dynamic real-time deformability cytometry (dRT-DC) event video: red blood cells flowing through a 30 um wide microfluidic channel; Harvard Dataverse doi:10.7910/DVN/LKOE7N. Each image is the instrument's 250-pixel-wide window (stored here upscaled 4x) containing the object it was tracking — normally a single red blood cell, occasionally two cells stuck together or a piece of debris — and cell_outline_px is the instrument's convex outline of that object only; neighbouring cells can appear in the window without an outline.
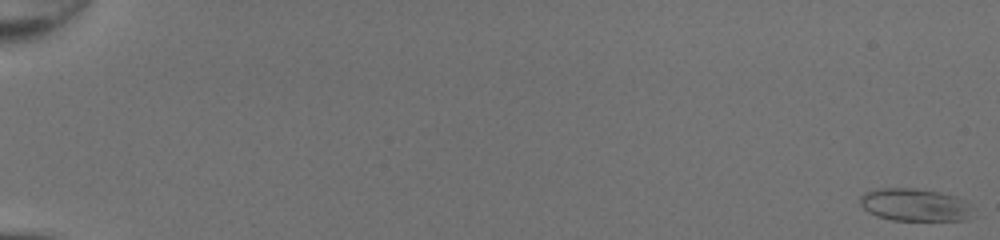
{"species": "common noctule bat (a hibernating species)", "species_latin": "Nyctalus noctula", "temperature_condition": "room temperature", "stored_images_in_passage": 51, "camera_frame_rate_fps": 3000, "um_per_image_px": 0.085, "animal": {"sex": "female", "body_mass_g": 20.0, "forearm_length_mm": 54.0}, "frame": {"image": 1, "passage_image": 1, "time_ms": 0.0, "image_size_px": [1000, 240], "cell_outline_px": [[976, 216], [968, 220], [892, 220], [876, 216], [868, 212], [860, 204], [860, 196], [864, 192], [876, 188], [916, 188], [956, 196], [964, 200], [976, 212]], "centroid_in_image_um": [77.79, 17.42], "position_along_channel_um": 7.2, "area_um2": 21.79}}
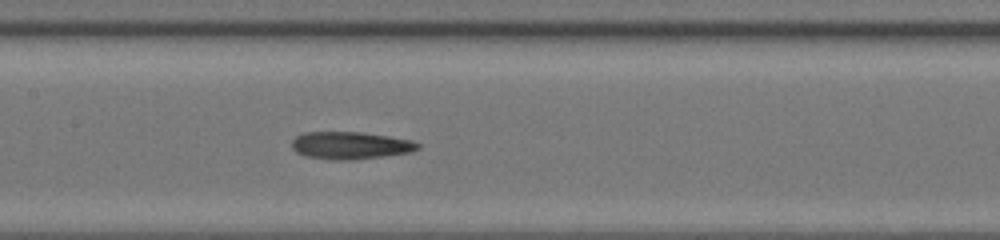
{"frame": {"image": 2, "passage_image": 28, "time_ms": 9.0, "image_size_px": [1000, 240], "cell_outline_px": [[420, 148], [412, 152], [384, 156], [352, 160], [332, 160], [304, 156], [296, 152], [292, 148], [292, 140], [296, 136], [304, 132], [360, 132], [388, 136], [412, 140], [420, 144]], "centroid_in_image_um": [29.78, 12.36], "position_along_channel_um": 177.6, "area_um2": 20.29}}
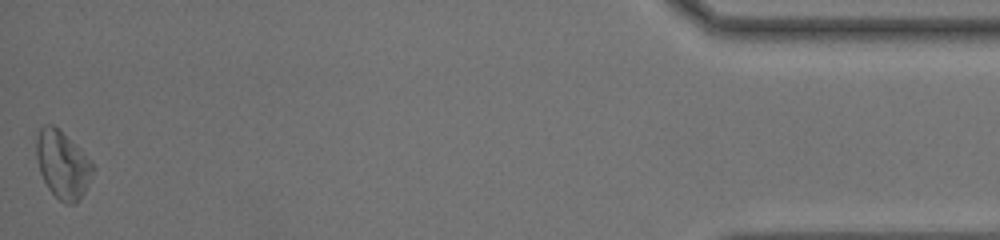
{"frame": {"image": 3, "passage_image": 51, "time_ms": 16.667, "image_size_px": [1000, 240], "cell_outline_px": [[92, 172], [84, 192], [76, 204], [64, 204], [48, 188], [40, 172], [36, 160], [36, 136], [40, 128], [44, 124], [52, 124], [80, 148], [92, 164]], "centroid_in_image_um": [5.28, 13.99], "position_along_channel_um": 429.9, "area_um2": 21.85}, "authors_computed_cell_mechanics": {"area_um2": 20.7502, "velocity_mm_per_s": 4.3135, "shape_relaxation_time_tau1_ms": null, "shape_relaxation_time_tau2_ms": 9.4161, "deformation_change_tau1": null, "deformation_change_tau2": 0.2257}}